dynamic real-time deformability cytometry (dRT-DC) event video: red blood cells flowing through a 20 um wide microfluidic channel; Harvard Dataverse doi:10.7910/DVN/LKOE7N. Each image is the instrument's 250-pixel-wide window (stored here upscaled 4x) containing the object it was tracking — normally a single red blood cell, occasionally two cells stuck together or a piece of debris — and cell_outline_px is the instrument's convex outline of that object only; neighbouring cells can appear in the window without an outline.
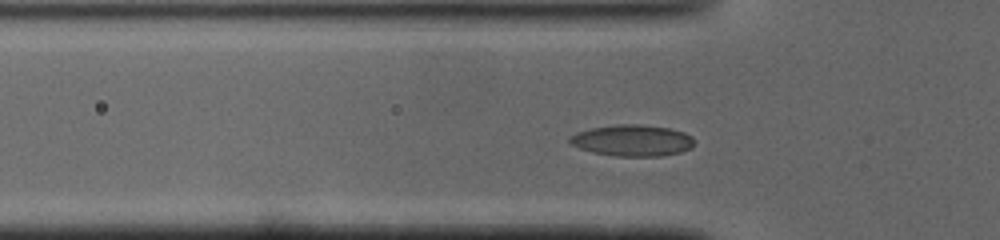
{"species": "common noctule bat (a hibernating species)", "species_latin": "Nyctalus noctula", "temperature_condition": "cold", "stored_images_in_passage": 46, "camera_frame_rate_fps": 3000, "um_per_image_px": 0.085, "animal": {"sex": "male", "body_mass_g": 19.0, "forearm_length_mm": 50.8}, "frame": {"image": 1, "passage_image": 11, "time_ms": 3.333, "image_size_px": [1000, 240], "cell_outline_px": [[692, 144], [688, 148], [680, 152], [656, 156], [620, 156], [596, 152], [580, 148], [572, 144], [568, 140], [572, 136], [580, 132], [592, 128], [624, 124], [632, 124], [668, 128], [684, 132], [692, 140]], "centroid_in_image_um": [53.74, 11.94], "position_along_channel_um": 72.1, "area_um2": 21.79}}
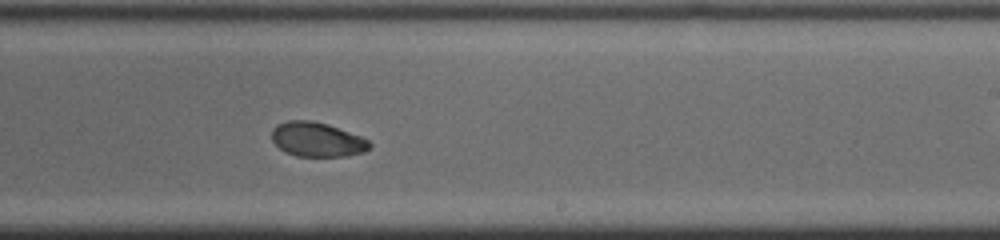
{"frame": {"image": 2, "passage_image": 25, "time_ms": 8.0, "image_size_px": [1000, 240], "cell_outline_px": [[372, 144], [368, 148], [360, 152], [344, 156], [296, 156], [280, 148], [272, 140], [272, 132], [280, 124], [288, 120], [308, 120], [324, 124], [360, 136], [368, 140]], "centroid_in_image_um": [26.94, 11.87], "position_along_channel_um": 262.1, "area_um2": 18.9}}
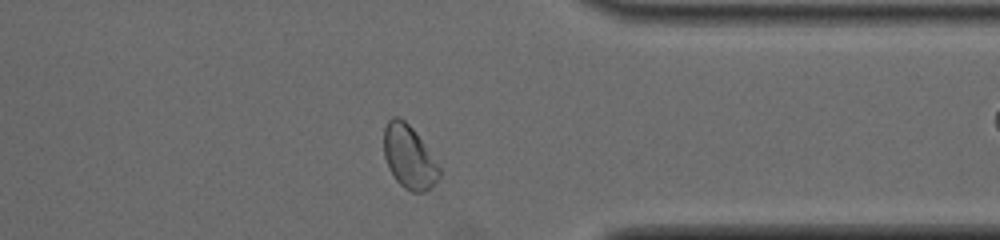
{"frame": {"image": 3, "passage_image": 34, "time_ms": 11.0, "image_size_px": [1000, 240], "cell_outline_px": [[440, 176], [428, 188], [420, 192], [412, 192], [404, 188], [396, 180], [388, 168], [384, 156], [384, 128], [388, 120], [392, 116], [396, 116], [404, 120], [412, 128], [440, 168]], "centroid_in_image_um": [34.72, 13.33], "position_along_channel_um": 376.7, "area_um2": 19.94}, "authors_computed_cell_mechanics": {"area_um2": 20.1144, "velocity_mm_per_s": 4.076, "shape_relaxation_time_tau1_ms": 4.6359, "shape_relaxation_time_tau2_ms": null, "deformation_change_tau1": 0.1236, "deformation_change_tau2": null}}